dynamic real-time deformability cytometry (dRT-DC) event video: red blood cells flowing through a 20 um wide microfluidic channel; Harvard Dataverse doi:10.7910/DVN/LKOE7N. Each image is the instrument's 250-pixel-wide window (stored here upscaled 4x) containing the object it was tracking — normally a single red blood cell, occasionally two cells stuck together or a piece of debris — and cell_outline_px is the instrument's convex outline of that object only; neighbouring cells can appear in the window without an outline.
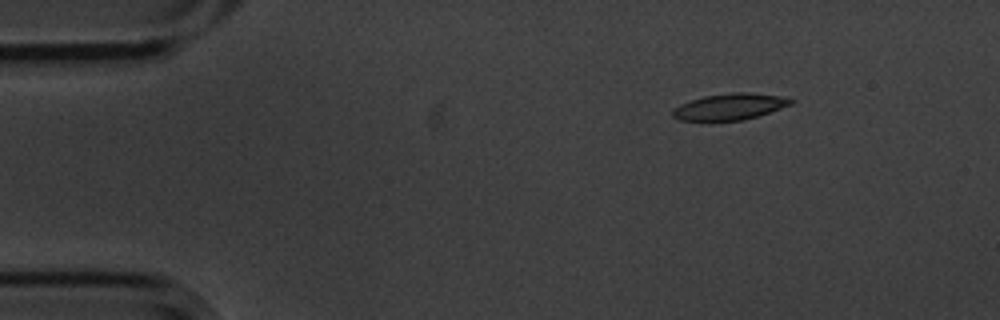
{"species": "common noctule bat (a hibernating species)", "species_latin": "Nyctalus noctula", "temperature_condition": "cold", "stored_images_in_passage": 13, "camera_frame_rate_fps": 3000, "um_per_image_px": 0.085, "animal": {"sex": "male", "body_mass_g": 20.1, "forearm_length_mm": 53.5}, "frame": {"image": 1, "passage_image": 1, "time_ms": 0.0, "image_size_px": [1000, 320], "cell_outline_px": [[796, 100], [792, 104], [756, 116], [740, 120], [680, 120], [672, 116], [672, 108], [680, 104], [704, 96], [732, 92], [748, 92], [780, 96]], "centroid_in_image_um": [62.01, 9.05], "position_along_channel_um": 23.0, "area_um2": 17.86}}
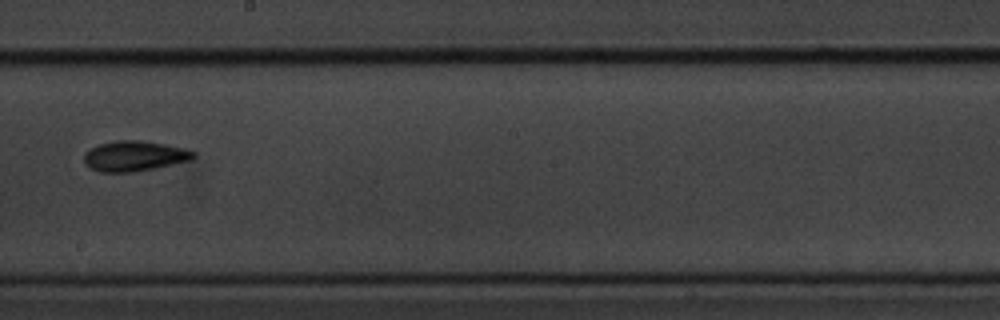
{"frame": {"image": 2, "passage_image": 7, "time_ms": 2.0, "image_size_px": [1000, 320], "cell_outline_px": [[196, 156], [192, 160], [156, 168], [128, 172], [100, 172], [84, 164], [84, 152], [100, 144], [116, 140], [140, 140], [164, 144], [184, 148], [196, 152]], "centroid_in_image_um": [11.44, 13.26], "position_along_channel_um": 236.8, "area_um2": 19.31}}
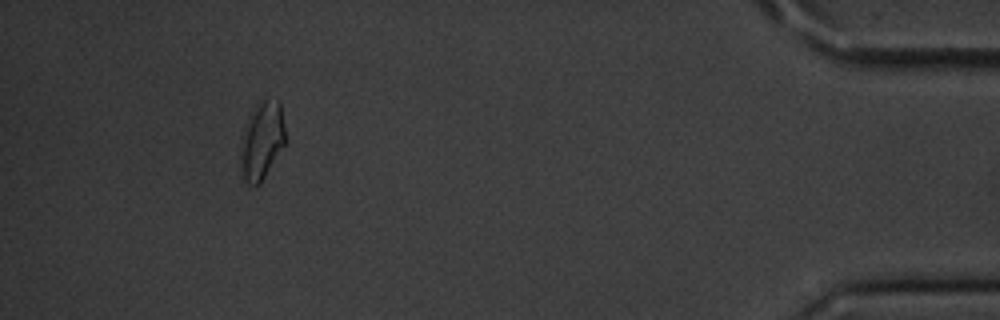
{"frame": {"image": 3, "passage_image": 12, "time_ms": 3.667, "image_size_px": [1000, 320], "cell_outline_px": [[288, 140], [260, 184], [248, 184], [240, 176], [240, 136], [248, 116], [252, 108], [264, 92], [280, 100]], "centroid_in_image_um": [22.26, 11.82], "position_along_channel_um": 412.9, "area_um2": 21.91}}